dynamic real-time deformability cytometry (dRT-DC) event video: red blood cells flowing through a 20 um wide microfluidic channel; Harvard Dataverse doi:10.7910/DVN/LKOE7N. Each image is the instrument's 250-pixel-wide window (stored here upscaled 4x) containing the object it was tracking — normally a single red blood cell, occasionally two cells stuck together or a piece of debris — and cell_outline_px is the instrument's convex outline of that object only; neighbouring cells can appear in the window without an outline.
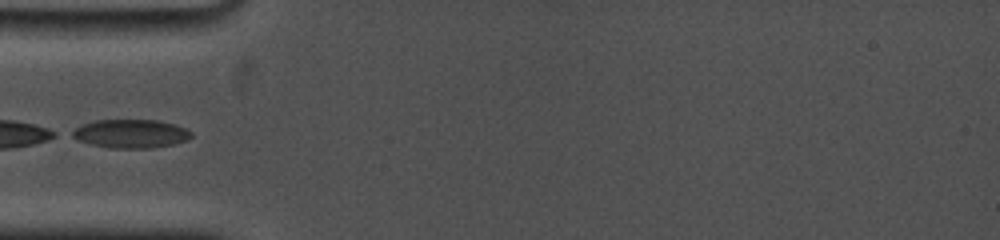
{"species": "common noctule bat (a hibernating species)", "species_latin": "Nyctalus noctula", "temperature_condition": "cold", "stored_images_in_passage": 2, "camera_frame_rate_fps": 5000, "um_per_image_px": 0.085, "animal": {"sex": "female", "body_mass_g": 19.0, "forearm_length_mm": 53.3}, "frame": {"image": 1, "passage_image": 1, "time_ms": 0.0, "image_size_px": [1000, 240], "cell_outline_px": [[192, 136], [188, 140], [172, 144], [152, 148], [108, 148], [92, 144], [80, 140], [72, 136], [68, 132], [84, 124], [96, 120], [160, 120], [176, 124], [192, 132]], "centroid_in_image_um": [11.14, 11.36], "position_along_channel_um": 73.9, "area_um2": 19.83}}